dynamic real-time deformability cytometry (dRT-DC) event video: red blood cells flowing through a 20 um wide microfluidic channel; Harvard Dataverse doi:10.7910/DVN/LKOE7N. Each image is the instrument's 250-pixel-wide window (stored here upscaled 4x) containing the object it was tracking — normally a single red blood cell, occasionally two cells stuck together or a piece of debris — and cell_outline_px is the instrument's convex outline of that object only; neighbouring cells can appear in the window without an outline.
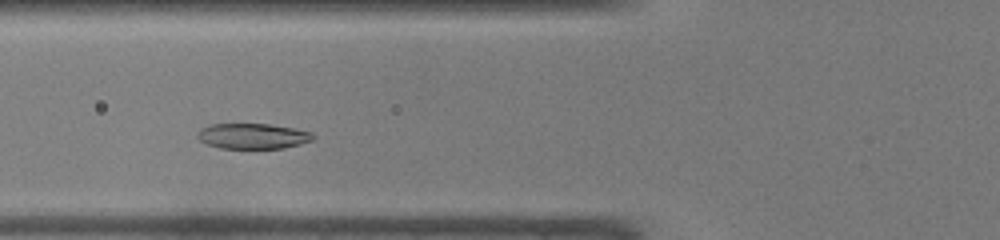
{"species": "common noctule bat (a hibernating species)", "species_latin": "Nyctalus noctula", "temperature_condition": "warm", "stored_images_in_passage": 38, "camera_frame_rate_fps": 3000, "um_per_image_px": 0.085, "animal": {"sex": "male", "body_mass_g": 19.0, "forearm_length_mm": 50.8}, "frame": {"image": 1, "passage_image": 9, "time_ms": 2.667, "image_size_px": [1000, 240], "cell_outline_px": [[316, 136], [312, 140], [300, 144], [284, 148], [220, 148], [208, 144], [200, 140], [196, 136], [196, 132], [200, 128], [208, 124], [268, 124], [292, 128], [312, 132]], "centroid_in_image_um": [21.46, 11.56], "position_along_channel_um": 104.3, "area_um2": 17.17}}
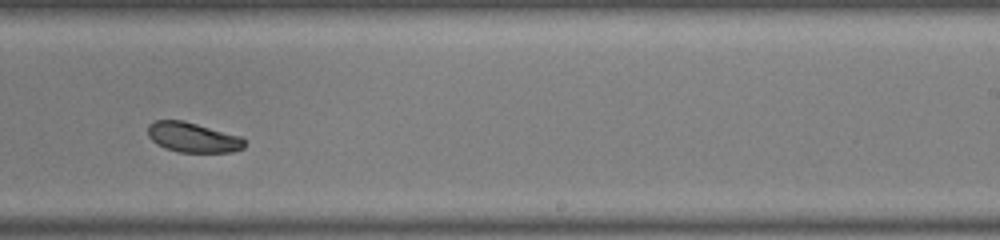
{"frame": {"image": 2, "passage_image": 21, "time_ms": 6.667, "image_size_px": [1000, 240], "cell_outline_px": [[244, 148], [232, 152], [180, 152], [164, 148], [156, 144], [148, 136], [148, 124], [156, 120], [184, 120], [240, 136], [244, 140]], "centroid_in_image_um": [16.36, 11.67], "position_along_channel_um": 272.6, "area_um2": 16.88}}
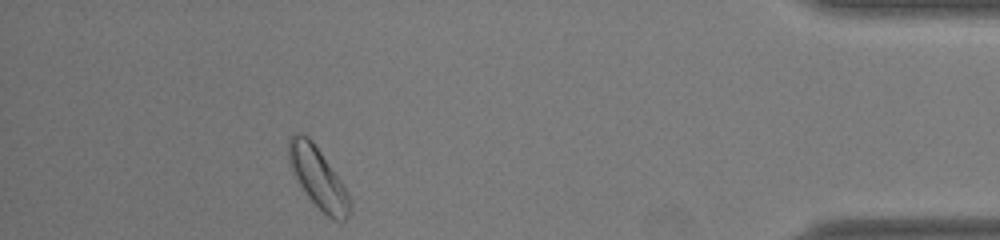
{"frame": {"image": 3, "passage_image": 34, "time_ms": 11.0, "image_size_px": [1000, 240], "cell_outline_px": [[352, 212], [344, 220], [332, 220], [308, 196], [300, 184], [288, 160], [288, 140], [296, 132], [300, 132], [308, 136], [312, 140], [340, 180], [352, 204]], "centroid_in_image_um": [27.04, 15.09], "position_along_channel_um": 408.2, "area_um2": 21.1}, "authors_computed_cell_mechanics": {"area_um2": 18.1781, "velocity_mm_per_s": 4.224, "shape_relaxation_time_tau1_ms": 1.5717, "shape_relaxation_time_tau2_ms": null, "deformation_change_tau1": 0.1202, "deformation_change_tau2": null}}